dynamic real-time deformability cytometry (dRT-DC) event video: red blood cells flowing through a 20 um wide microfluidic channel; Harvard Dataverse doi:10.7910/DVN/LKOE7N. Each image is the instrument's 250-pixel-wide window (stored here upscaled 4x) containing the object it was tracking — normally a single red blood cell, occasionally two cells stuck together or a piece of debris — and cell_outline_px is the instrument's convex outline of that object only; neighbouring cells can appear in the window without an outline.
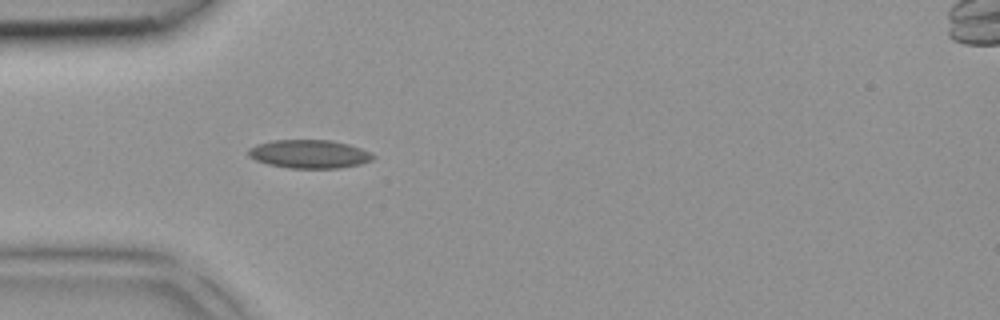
{"species": "common noctule bat (a hibernating species)", "species_latin": "Nyctalus noctula", "temperature_condition": "room temperature", "stored_images_in_passage": 3, "camera_frame_rate_fps": 3000, "um_per_image_px": 0.085, "animal": {"sex": "female", "body_mass_g": 18.4}, "frame": {"image": 1, "passage_image": 3, "time_ms": 0.667, "image_size_px": [1000, 320], "cell_outline_px": [[376, 156], [372, 160], [360, 164], [336, 168], [292, 168], [268, 164], [256, 160], [248, 156], [248, 148], [256, 144], [272, 140], [332, 140], [348, 144], [372, 152]], "centroid_in_image_um": [26.29, 13.08], "position_along_channel_um": 58.7, "area_um2": 20.69}}